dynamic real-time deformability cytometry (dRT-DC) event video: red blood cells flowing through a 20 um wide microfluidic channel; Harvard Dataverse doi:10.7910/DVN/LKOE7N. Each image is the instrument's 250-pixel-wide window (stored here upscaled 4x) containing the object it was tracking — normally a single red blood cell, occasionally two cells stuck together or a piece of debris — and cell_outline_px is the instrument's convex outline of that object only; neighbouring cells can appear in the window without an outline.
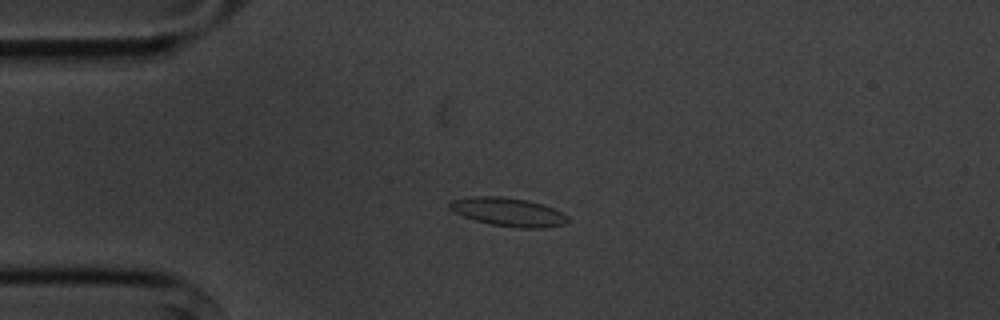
{"species": "common noctule bat (a hibernating species)", "species_latin": "Nyctalus noctula", "temperature_condition": "cold", "stored_images_in_passage": 2, "camera_frame_rate_fps": 3000, "um_per_image_px": 0.085, "animal": {"sex": "male", "body_mass_g": 20.1, "forearm_length_mm": 53.5}, "frame": {"image": 1, "passage_image": 1, "time_ms": 0.0, "image_size_px": [1000, 320], "cell_outline_px": [[568, 220], [564, 224], [544, 228], [520, 228], [492, 224], [476, 220], [464, 216], [448, 208], [448, 204], [452, 200], [472, 196], [500, 196], [528, 200], [552, 208], [568, 216]], "centroid_in_image_um": [43.19, 18.01], "position_along_channel_um": 41.8, "area_um2": 19.36}}